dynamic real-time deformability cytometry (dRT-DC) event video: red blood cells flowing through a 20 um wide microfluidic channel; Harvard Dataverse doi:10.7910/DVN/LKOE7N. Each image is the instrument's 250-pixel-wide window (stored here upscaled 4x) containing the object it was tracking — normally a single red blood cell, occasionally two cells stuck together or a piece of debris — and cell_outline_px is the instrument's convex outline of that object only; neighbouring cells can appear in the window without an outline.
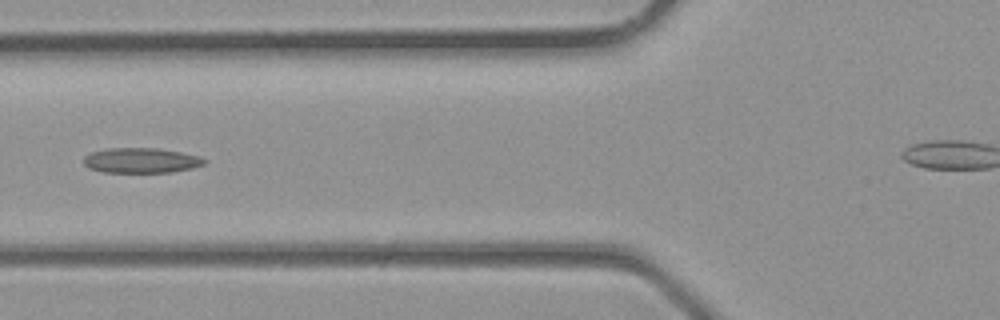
{"species": "common noctule bat (a hibernating species)", "species_latin": "Nyctalus noctula", "temperature_condition": "room temperature", "stored_images_in_passage": 6, "segment_of_instrument_passage": [1, 2], "camera_frame_rate_fps": 3000, "um_per_image_px": 0.085, "animal": {"sex": "male", "body_mass_g": 23.1, "forearm_length_mm": 52.7}, "frame": {"image": 1, "passage_image": 5, "time_ms": 1.333, "image_size_px": [1000, 320], "cell_outline_px": [[208, 160], [204, 164], [192, 168], [172, 172], [104, 172], [88, 168], [84, 164], [84, 156], [92, 152], [108, 148], [156, 148], [180, 152], [200, 156]], "centroid_in_image_um": [12.01, 13.63], "position_along_channel_um": 113.8, "area_um2": 17.63}}